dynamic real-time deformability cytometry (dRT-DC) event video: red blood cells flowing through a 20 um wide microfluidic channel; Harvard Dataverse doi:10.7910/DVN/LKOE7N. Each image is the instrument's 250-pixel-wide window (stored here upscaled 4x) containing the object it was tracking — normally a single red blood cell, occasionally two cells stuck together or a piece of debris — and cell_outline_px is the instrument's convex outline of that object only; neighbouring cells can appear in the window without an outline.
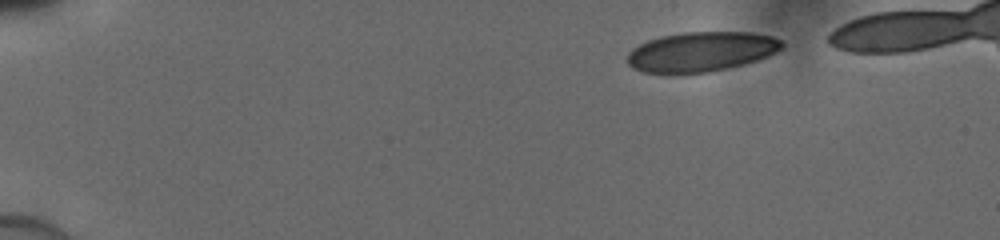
{"species": "human", "species_latin": "Homo sapiens", "temperature_condition": "cold", "stored_images_in_passage": 41, "camera_frame_rate_fps": 3000, "um_per_image_px": 0.085, "donor": {"sex": "male"}, "frame": {"image": 1, "passage_image": 1, "time_ms": 0.0, "image_size_px": [1000, 240], "cell_outline_px": [[784, 44], [776, 52], [768, 56], [744, 64], [708, 72], [672, 76], [664, 76], [640, 72], [632, 68], [628, 64], [628, 52], [632, 48], [648, 40], [660, 36], [684, 32], [752, 32], [772, 36], [780, 40]], "centroid_in_image_um": [59.52, 4.43], "position_along_channel_um": 25.5, "area_um2": 36.65}}
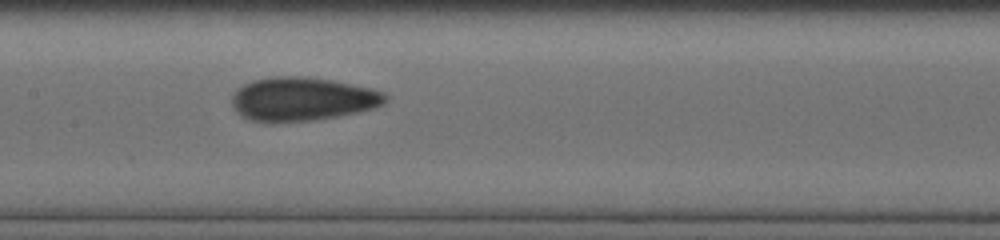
{"frame": {"image": 2, "passage_image": 20, "time_ms": 6.333, "image_size_px": [1000, 240], "cell_outline_px": [[388, 100], [384, 104], [372, 108], [356, 112], [336, 116], [308, 120], [252, 120], [236, 112], [232, 104], [232, 96], [236, 88], [252, 80], [272, 76], [308, 76], [332, 80], [368, 88], [384, 92], [388, 96]], "centroid_in_image_um": [25.7, 8.37], "position_along_channel_um": 181.7, "area_um2": 38.38}}
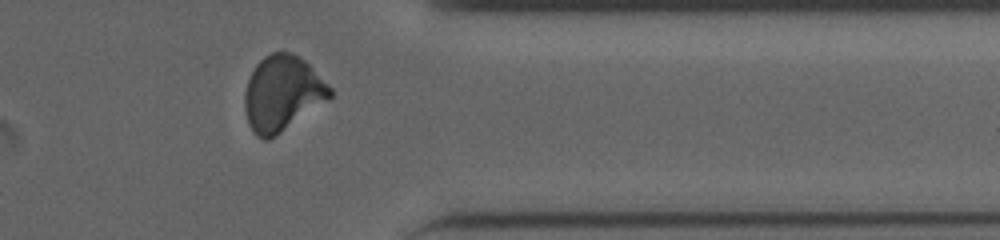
{"frame": {"image": 3, "passage_image": 35, "time_ms": 11.333, "image_size_px": [1000, 240], "cell_outline_px": [[332, 96], [328, 100], [276, 136], [268, 140], [264, 140], [256, 136], [252, 132], [248, 124], [244, 108], [244, 92], [248, 80], [256, 64], [264, 56], [272, 52], [292, 52], [300, 56], [332, 88]], "centroid_in_image_um": [23.98, 7.95], "position_along_channel_um": 387.4, "area_um2": 37.57}}